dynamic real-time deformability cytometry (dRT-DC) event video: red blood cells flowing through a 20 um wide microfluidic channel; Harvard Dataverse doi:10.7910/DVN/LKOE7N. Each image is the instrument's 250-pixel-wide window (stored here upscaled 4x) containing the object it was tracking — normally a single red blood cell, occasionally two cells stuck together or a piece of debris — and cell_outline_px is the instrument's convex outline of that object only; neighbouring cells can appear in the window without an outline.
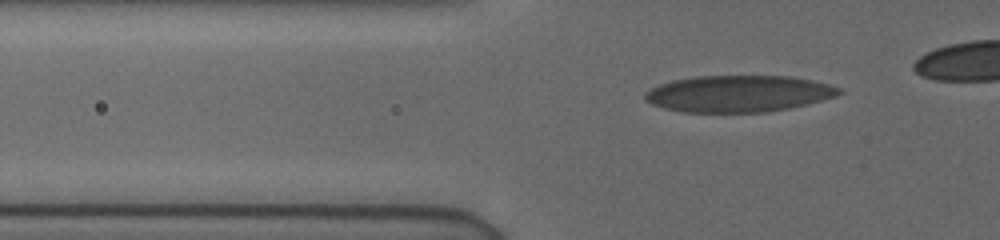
{"species": "human", "species_latin": "Homo sapiens", "temperature_condition": "cold", "stored_images_in_passage": 32, "camera_frame_rate_fps": 3000, "um_per_image_px": 0.085, "donor": {"sex": "female"}, "frame": {"image": 1, "passage_image": 2, "time_ms": 0.333, "image_size_px": [1000, 240], "cell_outline_px": [[840, 92], [836, 96], [788, 108], [768, 112], [680, 112], [664, 108], [652, 104], [644, 100], [644, 92], [660, 84], [672, 80], [696, 76], [788, 76], [812, 80], [828, 84], [840, 88]], "centroid_in_image_um": [62.71, 7.96], "position_along_channel_um": 63.1, "area_um2": 41.21}}
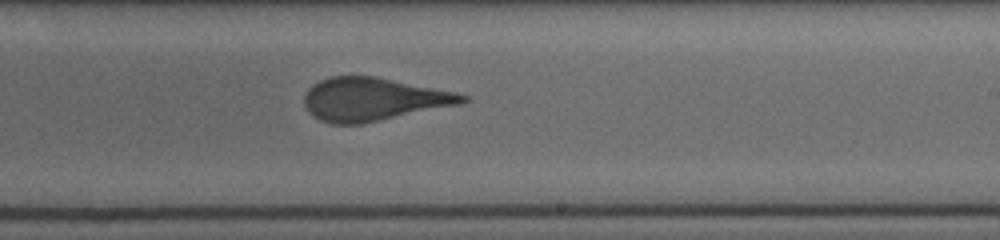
{"frame": {"image": 2, "passage_image": 18, "time_ms": 5.667, "image_size_px": [1000, 240], "cell_outline_px": [[468, 100], [460, 104], [360, 124], [332, 124], [320, 120], [312, 116], [308, 112], [304, 104], [304, 96], [308, 88], [312, 84], [328, 76], [376, 76], [456, 92], [468, 96]], "centroid_in_image_um": [31.68, 8.43], "position_along_channel_um": 257.3, "area_um2": 39.71}}
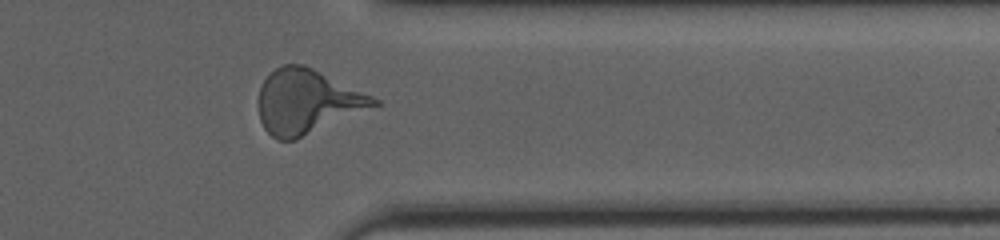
{"frame": {"image": 3, "passage_image": 28, "time_ms": 9.0, "image_size_px": [1000, 240], "cell_outline_px": [[380, 104], [296, 140], [276, 140], [264, 128], [260, 120], [260, 88], [264, 80], [276, 68], [284, 64], [304, 64], [372, 96], [380, 100]], "centroid_in_image_um": [26.1, 8.65], "position_along_channel_um": 385.3, "area_um2": 42.6}}